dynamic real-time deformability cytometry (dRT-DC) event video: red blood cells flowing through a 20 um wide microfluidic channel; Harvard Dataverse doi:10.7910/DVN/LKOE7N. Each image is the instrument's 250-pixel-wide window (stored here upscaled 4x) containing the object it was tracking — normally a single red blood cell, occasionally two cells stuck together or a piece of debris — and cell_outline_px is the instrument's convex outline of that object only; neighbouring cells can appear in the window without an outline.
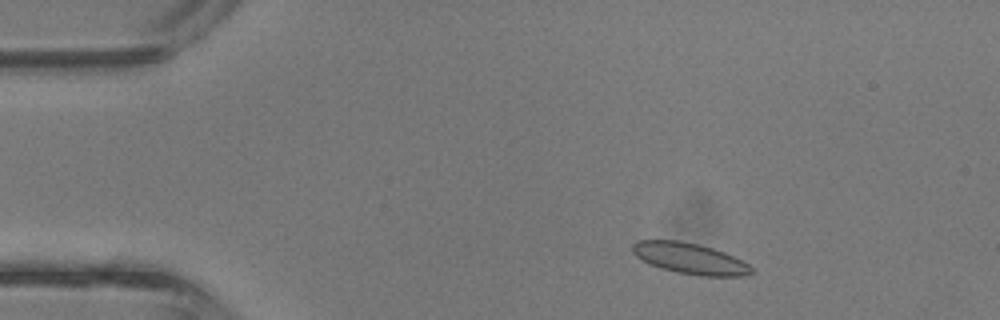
{"species": "common noctule bat (a hibernating species)", "species_latin": "Nyctalus noctula", "temperature_condition": "room temperature", "stored_images_in_passage": 40, "camera_frame_rate_fps": 3000, "um_per_image_px": 0.085, "animal": {"sex": "male", "body_mass_g": 13.3}, "frame": {"image": 1, "passage_image": 4, "time_ms": 1.0, "image_size_px": [1000, 320], "cell_outline_px": [[756, 272], [744, 276], [700, 276], [676, 272], [660, 268], [636, 256], [632, 252], [632, 244], [636, 240], [680, 240], [712, 248], [724, 252], [748, 264]], "centroid_in_image_um": [58.64, 21.97], "position_along_channel_um": 26.4, "area_um2": 21.39}}
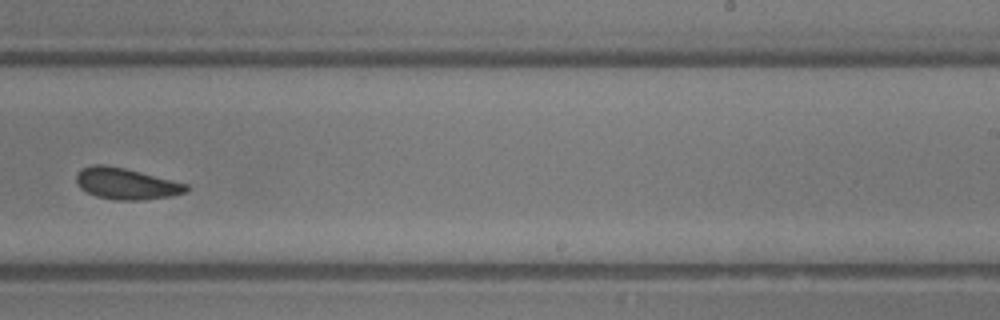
{"frame": {"image": 2, "passage_image": 24, "time_ms": 7.667, "image_size_px": [1000, 320], "cell_outline_px": [[188, 192], [172, 196], [140, 200], [116, 200], [96, 196], [80, 188], [76, 184], [76, 176], [80, 168], [92, 164], [104, 164], [124, 168], [188, 184]], "centroid_in_image_um": [10.7, 15.61], "position_along_channel_um": 278.3, "area_um2": 20.11}}
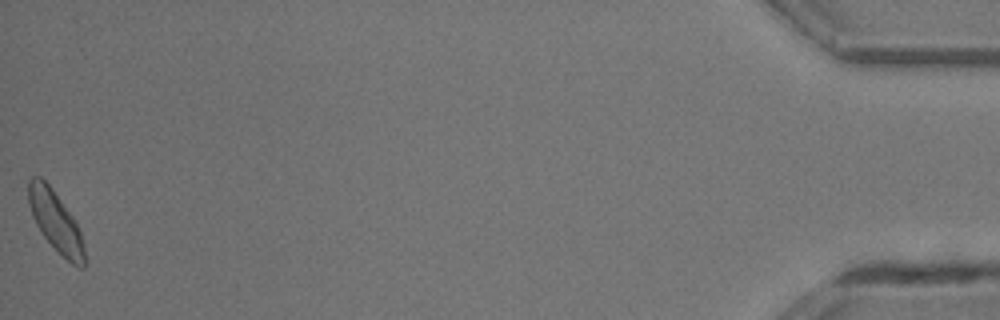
{"frame": {"image": 3, "passage_image": 40, "time_ms": 13.0, "image_size_px": [1000, 320], "cell_outline_px": [[84, 268], [80, 268], [72, 264], [44, 236], [36, 224], [32, 216], [28, 204], [28, 180], [32, 176], [40, 176], [52, 188], [72, 216], [80, 232], [84, 244]], "centroid_in_image_um": [4.7, 18.78], "position_along_channel_um": 430.5, "area_um2": 19.31}, "authors_computed_cell_mechanics": {"area_um2": 20.2878, "velocity_mm_per_s": 4.7835, "shape_relaxation_time_tau1_ms": 3.5219, "shape_relaxation_time_tau2_ms": 4.7279, "deformation_change_tau1": 0.0815, "deformation_change_tau2": 0.0999}}